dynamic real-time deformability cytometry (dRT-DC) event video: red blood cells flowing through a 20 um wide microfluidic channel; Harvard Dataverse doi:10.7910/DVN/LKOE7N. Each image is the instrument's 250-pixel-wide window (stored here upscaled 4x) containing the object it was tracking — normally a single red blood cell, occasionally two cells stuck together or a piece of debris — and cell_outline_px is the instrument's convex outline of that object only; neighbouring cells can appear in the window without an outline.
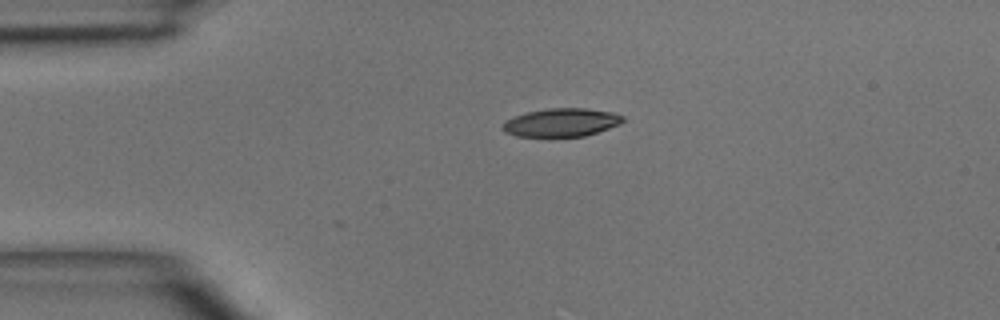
{"species": "common noctule bat (a hibernating species)", "species_latin": "Nyctalus noctula", "temperature_condition": "room temperature", "stored_images_in_passage": 2, "camera_frame_rate_fps": 3000, "um_per_image_px": 0.085, "animal": {"sex": "male", "body_mass_g": 15.6}, "frame": {"image": 1, "passage_image": 1, "time_ms": 0.0, "image_size_px": [1000, 320], "cell_outline_px": [[624, 120], [620, 124], [584, 136], [516, 136], [504, 132], [504, 120], [512, 116], [528, 112], [548, 108], [588, 108], [616, 112], [624, 116]], "centroid_in_image_um": [47.74, 10.39], "position_along_channel_um": 37.3, "area_um2": 19.83}}